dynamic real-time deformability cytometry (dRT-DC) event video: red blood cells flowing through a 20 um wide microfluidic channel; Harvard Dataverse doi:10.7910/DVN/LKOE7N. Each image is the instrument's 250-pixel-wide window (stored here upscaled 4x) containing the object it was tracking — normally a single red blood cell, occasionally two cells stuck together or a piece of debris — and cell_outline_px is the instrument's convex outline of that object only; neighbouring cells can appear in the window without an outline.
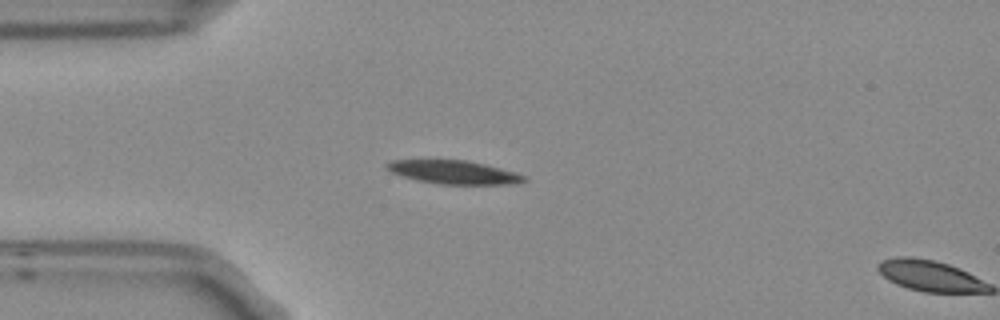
{"species": "Egyptian fruit bat (a non-hibernating species)", "species_latin": "Rousettus aegyptiacus", "temperature_condition": "room temperature", "stored_images_in_passage": 4, "segment_of_instrument_passage": [1, 2], "camera_frame_rate_fps": 3000, "um_per_image_px": 0.085, "frame": {"image": 1, "passage_image": 3, "time_ms": 0.667, "image_size_px": [1000, 320], "cell_outline_px": [[528, 180], [520, 184], [440, 184], [416, 180], [392, 172], [384, 168], [384, 164], [392, 160], [468, 160], [516, 172], [524, 176]], "centroid_in_image_um": [38.58, 14.64], "position_along_channel_um": 46.4, "area_um2": 18.79}}